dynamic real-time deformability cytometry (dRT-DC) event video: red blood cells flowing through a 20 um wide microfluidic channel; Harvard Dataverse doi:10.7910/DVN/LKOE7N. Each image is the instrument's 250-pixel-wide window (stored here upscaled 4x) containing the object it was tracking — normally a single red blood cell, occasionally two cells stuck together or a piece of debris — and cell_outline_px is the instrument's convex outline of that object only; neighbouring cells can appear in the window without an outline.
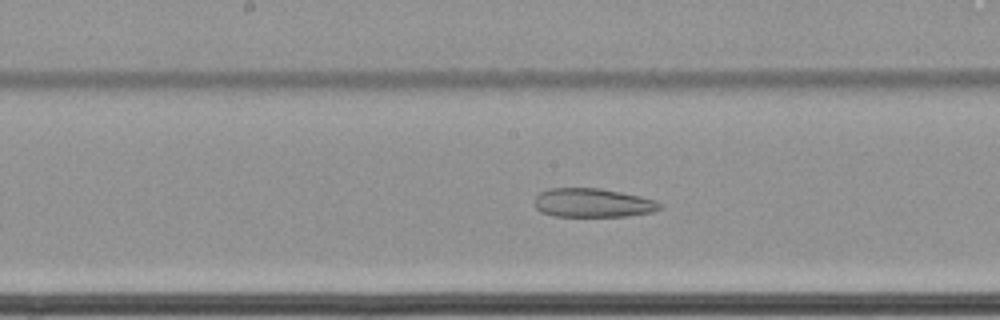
{"species": "common noctule bat (a hibernating species)", "species_latin": "Nyctalus noctula", "temperature_condition": "cold", "stored_images_in_passage": 42, "camera_frame_rate_fps": 3000, "um_per_image_px": 0.085, "animal": {"sex": "female", "body_mass_g": 22.7, "forearm_length_mm": 54.2}, "frame": {"image": 1, "passage_image": 14, "time_ms": 4.333, "image_size_px": [1000, 320], "cell_outline_px": [[664, 208], [652, 212], [624, 216], [552, 216], [540, 212], [532, 204], [536, 196], [540, 192], [548, 188], [600, 188], [640, 196], [656, 200]], "centroid_in_image_um": [50.34, 17.24], "position_along_channel_um": 197.9, "area_um2": 21.27}}
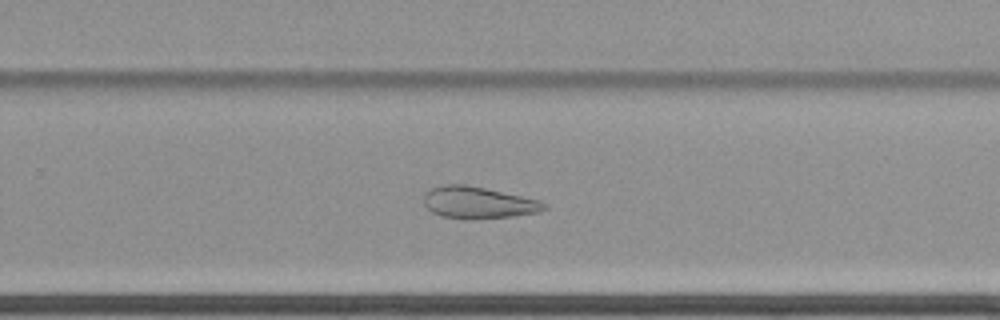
{"frame": {"image": 2, "passage_image": 22, "time_ms": 7.0, "image_size_px": [1000, 320], "cell_outline_px": [[548, 208], [540, 212], [512, 216], [440, 216], [432, 212], [424, 204], [424, 192], [440, 184], [468, 184], [540, 200], [548, 204]], "centroid_in_image_um": [40.67, 17.16], "position_along_channel_um": 289.1, "area_um2": 21.68}}
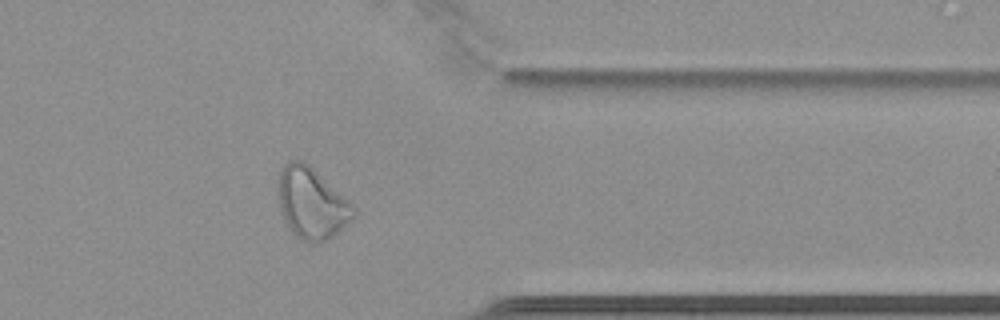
{"frame": {"image": 3, "passage_image": 31, "time_ms": 10.0, "image_size_px": [1000, 320], "cell_outline_px": [[356, 216], [328, 240], [316, 244], [308, 244], [300, 240], [288, 228], [280, 212], [276, 200], [276, 180], [284, 164], [288, 160], [304, 160], [356, 208]], "centroid_in_image_um": [26.42, 17.29], "position_along_channel_um": 385.0, "area_um2": 31.91}, "authors_computed_cell_mechanics": {"area_um2": 25.7499, "velocity_mm_per_s": 3.4266, "shape_relaxation_time_tau1_ms": null, "shape_relaxation_time_tau2_ms": 5.8218, "deformation_change_tau1": null, "deformation_change_tau2": 0.1429}}